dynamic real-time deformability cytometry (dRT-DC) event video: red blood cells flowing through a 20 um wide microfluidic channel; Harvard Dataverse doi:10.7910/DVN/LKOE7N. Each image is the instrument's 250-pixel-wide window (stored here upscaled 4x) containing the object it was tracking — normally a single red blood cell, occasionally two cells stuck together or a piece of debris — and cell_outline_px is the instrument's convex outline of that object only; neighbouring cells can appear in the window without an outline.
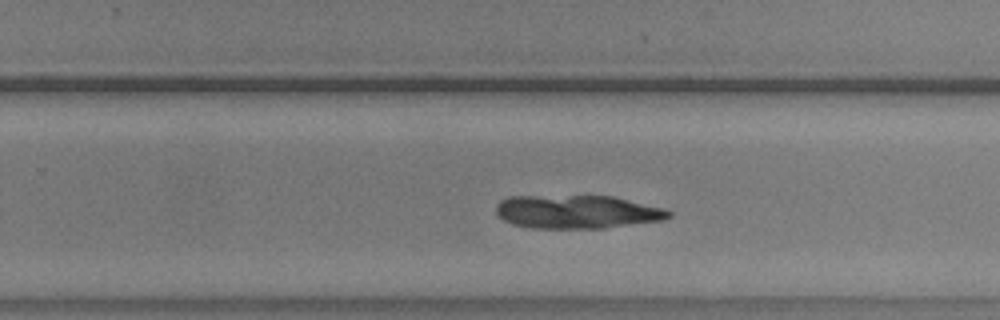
{"species": "common noctule bat (a hibernating species)", "species_latin": "Nyctalus noctula", "temperature_condition": "warm", "stored_images_in_passage": 38, "camera_frame_rate_fps": 3000, "um_per_image_px": 0.085, "animal": {"sex": "male", "body_mass_g": 20.5, "forearm_length_mm": 52.5}, "frame": {"image": 1, "passage_image": 25, "time_ms": 8.0, "image_size_px": [1000, 320], "cell_outline_px": [[672, 216], [664, 220], [604, 228], [532, 228], [512, 224], [504, 220], [496, 212], [496, 204], [500, 200], [508, 196], [612, 196], [664, 208], [672, 212]], "centroid_in_image_um": [49.05, 18.0], "position_along_channel_um": 280.7, "area_um2": 33.7}}
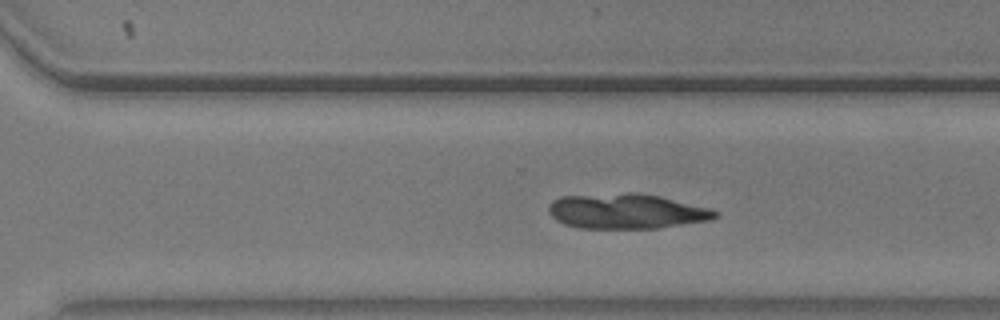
{"frame": {"image": 2, "passage_image": 28, "time_ms": 9.0, "image_size_px": [1000, 320], "cell_outline_px": [[720, 216], [708, 220], [660, 228], [576, 228], [564, 224], [556, 220], [548, 212], [548, 208], [552, 200], [560, 196], [628, 192], [640, 192], [660, 196], [708, 208], [720, 212]], "centroid_in_image_um": [53.22, 17.95], "position_along_channel_um": 317.4, "area_um2": 34.28}}
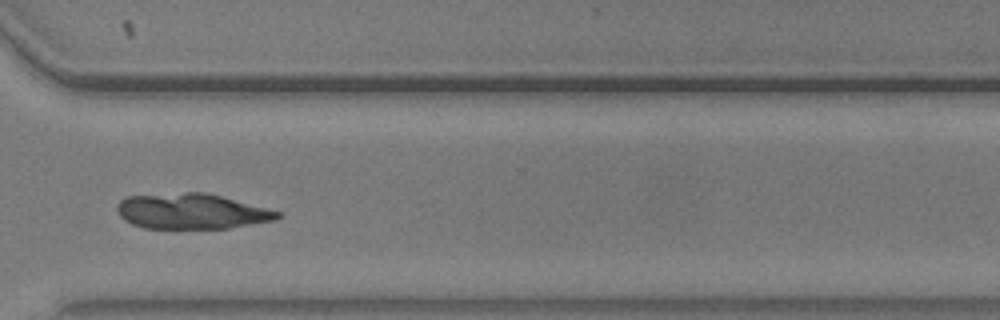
{"frame": {"image": 3, "passage_image": 31, "time_ms": 10.0, "image_size_px": [1000, 320], "cell_outline_px": [[284, 216], [276, 220], [228, 228], [144, 228], [132, 224], [124, 220], [120, 216], [116, 208], [116, 204], [120, 200], [128, 196], [184, 192], [204, 192], [220, 196], [280, 212]], "centroid_in_image_um": [16.25, 17.96], "position_along_channel_um": 354.3, "area_um2": 32.95}}